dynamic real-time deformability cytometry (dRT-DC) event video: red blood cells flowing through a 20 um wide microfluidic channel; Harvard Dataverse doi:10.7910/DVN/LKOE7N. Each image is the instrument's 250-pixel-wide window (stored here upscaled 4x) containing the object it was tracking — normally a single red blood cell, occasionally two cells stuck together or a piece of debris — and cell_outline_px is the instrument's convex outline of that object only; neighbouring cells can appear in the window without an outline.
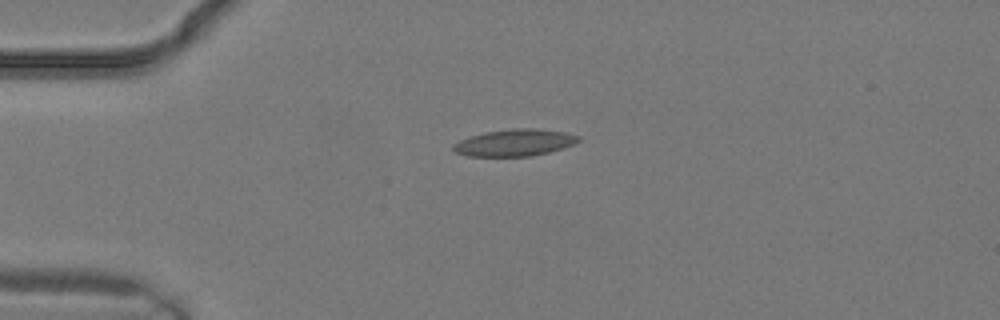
{"species": "common noctule bat (a hibernating species)", "species_latin": "Nyctalus noctula", "temperature_condition": "warm", "stored_images_in_passage": 1, "camera_frame_rate_fps": 3000, "um_per_image_px": 0.085, "animal": {"sex": "male", "body_mass_g": 19.2, "forearm_length_mm": 51.8}, "frame": {"image": 1, "passage_image": 1, "time_ms": 0.0, "image_size_px": [1000, 320], "cell_outline_px": [[580, 140], [564, 148], [532, 156], [468, 156], [456, 152], [452, 148], [452, 144], [460, 140], [484, 132], [512, 128], [536, 128], [564, 132], [580, 136]], "centroid_in_image_um": [43.75, 12.12], "position_along_channel_um": 41.3, "area_um2": 19.54}}